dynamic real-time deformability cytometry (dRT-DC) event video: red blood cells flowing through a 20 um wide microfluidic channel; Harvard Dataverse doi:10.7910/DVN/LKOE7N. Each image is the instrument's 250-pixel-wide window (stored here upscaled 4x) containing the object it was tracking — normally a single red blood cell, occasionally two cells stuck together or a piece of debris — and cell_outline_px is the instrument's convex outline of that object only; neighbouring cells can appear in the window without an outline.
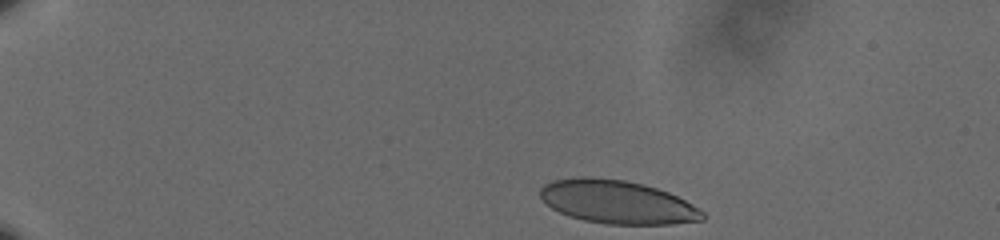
{"species": "human", "species_latin": "Homo sapiens", "temperature_condition": "cold", "stored_images_in_passage": 43, "camera_frame_rate_fps": 3000, "um_per_image_px": 0.085, "donor": {"sex": "male"}, "frame": {"image": 1, "passage_image": 1, "time_ms": 0.0, "image_size_px": [1000, 240], "cell_outline_px": [[704, 220], [672, 224], [604, 224], [584, 220], [568, 216], [552, 208], [540, 196], [540, 188], [544, 184], [552, 180], [576, 176], [588, 176], [624, 180], [644, 184], [668, 192], [700, 208], [704, 212]], "centroid_in_image_um": [52.46, 17.16], "position_along_channel_um": 32.5, "area_um2": 41.15}}
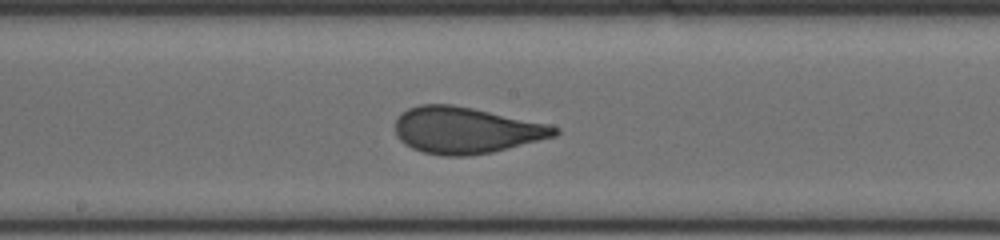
{"frame": {"image": 2, "passage_image": 24, "time_ms": 7.667, "image_size_px": [1000, 240], "cell_outline_px": [[560, 132], [556, 136], [492, 152], [468, 156], [444, 156], [424, 152], [412, 148], [404, 144], [396, 136], [396, 120], [408, 108], [420, 104], [452, 104], [472, 108], [548, 124], [560, 128]], "centroid_in_image_um": [39.6, 11.07], "position_along_channel_um": 208.6, "area_um2": 42.95}}
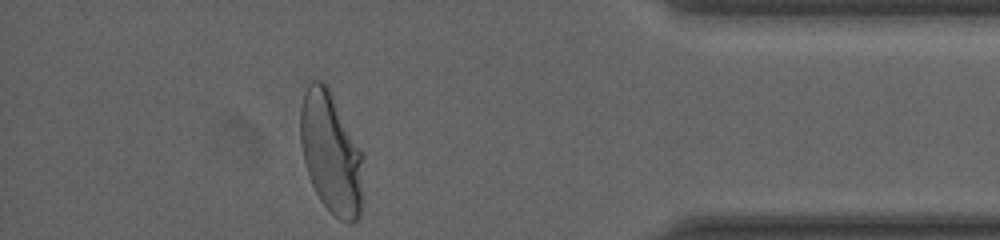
{"frame": {"image": 3, "passage_image": 43, "time_ms": 14.0, "image_size_px": [1000, 240], "cell_outline_px": [[364, 156], [360, 216], [352, 224], [348, 224], [340, 220], [320, 200], [312, 184], [304, 160], [300, 140], [300, 108], [304, 92], [308, 84], [312, 80], [320, 80], [328, 88], [364, 152]], "centroid_in_image_um": [28.16, 13.01], "position_along_channel_um": 407.0, "area_um2": 44.62}, "authors_computed_cell_mechanics": {"area_um2": 42.6564, "velocity_mm_per_s": 3.5738, "shape_relaxation_time_tau1_ms": 6.5415, "shape_relaxation_time_tau2_ms": null, "deformation_change_tau1": 0.1943, "deformation_change_tau2": null}}